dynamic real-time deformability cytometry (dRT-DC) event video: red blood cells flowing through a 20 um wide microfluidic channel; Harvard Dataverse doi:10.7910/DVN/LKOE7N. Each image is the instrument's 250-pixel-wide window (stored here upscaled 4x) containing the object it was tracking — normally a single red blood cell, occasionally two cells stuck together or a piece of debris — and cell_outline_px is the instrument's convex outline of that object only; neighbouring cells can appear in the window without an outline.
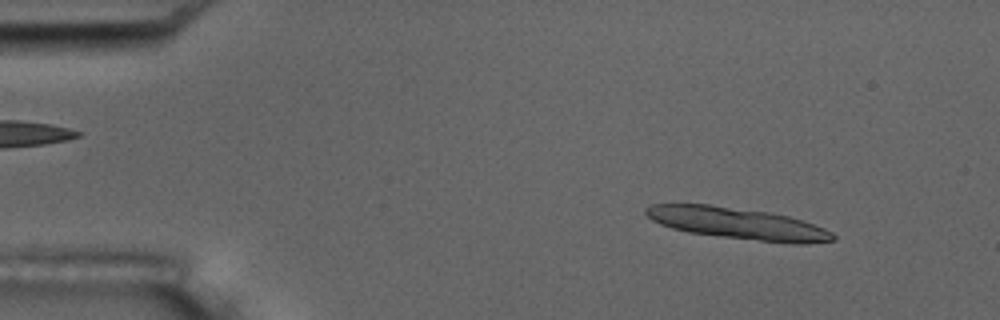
{"species": "common noctule bat (a hibernating species)", "species_latin": "Nyctalus noctula", "temperature_condition": "room temperature", "stored_images_in_passage": 4, "camera_frame_rate_fps": 3000, "um_per_image_px": 0.085, "animal": {"sex": "male", "body_mass_g": 17.5, "forearm_length_mm": 52.3}, "frame": {"image": 1, "passage_image": 1, "time_ms": 0.0, "image_size_px": [1000, 320], "cell_outline_px": [[836, 240], [808, 244], [792, 244], [688, 232], [672, 228], [660, 224], [652, 220], [644, 212], [644, 208], [652, 204], [708, 204], [768, 212], [788, 216], [824, 228], [832, 232], [836, 236]], "centroid_in_image_um": [62.7, 18.99], "position_along_channel_um": 22.3, "area_um2": 34.16}}